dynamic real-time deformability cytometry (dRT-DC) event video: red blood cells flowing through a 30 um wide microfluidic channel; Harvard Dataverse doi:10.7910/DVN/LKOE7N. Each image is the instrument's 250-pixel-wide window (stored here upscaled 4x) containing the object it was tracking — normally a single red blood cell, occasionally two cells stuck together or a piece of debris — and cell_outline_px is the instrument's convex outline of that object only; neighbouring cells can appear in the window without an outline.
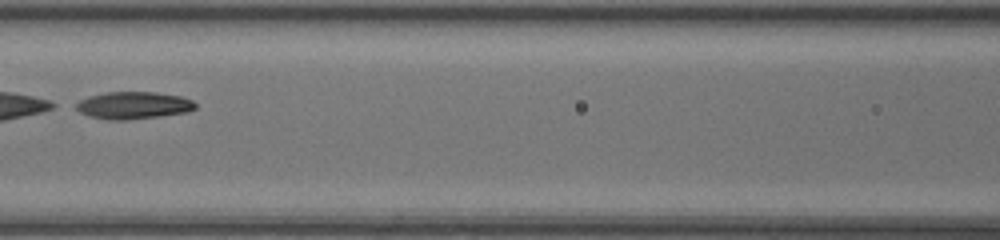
{"species": "common noctule bat (a hibernating species)", "species_latin": "Nyctalus noctula", "temperature_condition": "room temperature", "stored_images_in_passage": 43, "segment_of_instrument_passage": [2, 2], "camera_frame_rate_fps": 3000, "um_per_image_px": 0.085, "animal": {"sex": "female", "body_mass_g": 20.0, "forearm_length_mm": 54.0}, "frame": {"image": 1, "passage_image": 19, "time_ms": 6.0, "image_size_px": [1000, 240], "cell_outline_px": [[196, 108], [188, 112], [160, 116], [124, 120], [108, 120], [88, 116], [80, 112], [72, 104], [88, 96], [104, 92], [156, 92], [180, 96], [192, 100], [196, 104]], "centroid_in_image_um": [11.3, 8.95], "position_along_channel_um": 155.3, "area_um2": 19.13}}